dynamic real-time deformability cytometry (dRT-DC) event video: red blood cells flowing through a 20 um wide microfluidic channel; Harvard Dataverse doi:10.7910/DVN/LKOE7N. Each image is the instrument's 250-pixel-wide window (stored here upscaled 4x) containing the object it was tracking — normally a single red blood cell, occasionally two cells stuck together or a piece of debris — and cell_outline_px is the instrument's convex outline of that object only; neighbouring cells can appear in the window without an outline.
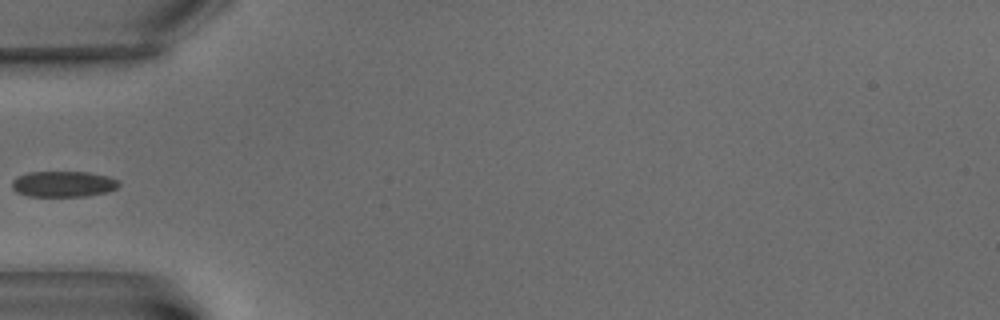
{"species": "common noctule bat (a hibernating species)", "species_latin": "Nyctalus noctula", "temperature_condition": "warm", "stored_images_in_passage": 6, "camera_frame_rate_fps": 3000, "um_per_image_px": 0.085, "animal": {"sex": "male", "body_mass_g": 15.6}, "frame": {"image": 1, "passage_image": 3, "time_ms": 2.333, "image_size_px": [1000, 320], "cell_outline_px": [[120, 184], [116, 188], [108, 192], [88, 196], [28, 196], [16, 192], [12, 188], [12, 180], [16, 176], [28, 172], [88, 172], [108, 176], [120, 180]], "centroid_in_image_um": [5.39, 15.64], "position_along_channel_um": 79.6, "area_um2": 16.3}}
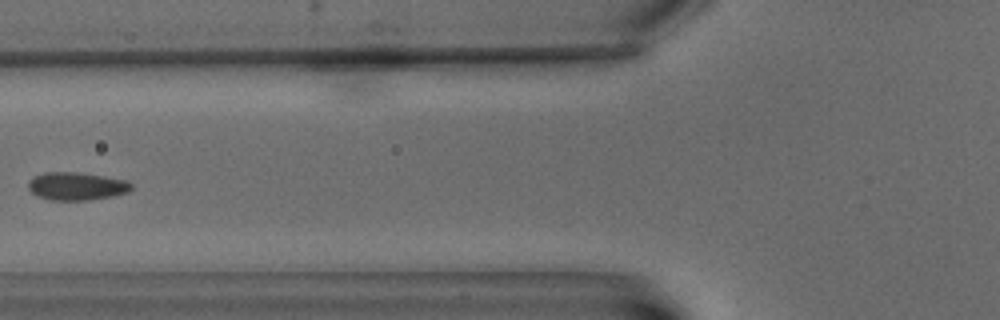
{"frame": {"image": 2, "passage_image": 4, "time_ms": 3.667, "image_size_px": [1000, 320], "cell_outline_px": [[132, 188], [128, 192], [112, 196], [88, 200], [48, 200], [36, 196], [28, 188], [28, 180], [32, 176], [44, 172], [76, 172], [104, 176], [128, 180], [132, 184]], "centroid_in_image_um": [6.48, 15.82], "position_along_channel_um": 119.3, "area_um2": 16.99}}